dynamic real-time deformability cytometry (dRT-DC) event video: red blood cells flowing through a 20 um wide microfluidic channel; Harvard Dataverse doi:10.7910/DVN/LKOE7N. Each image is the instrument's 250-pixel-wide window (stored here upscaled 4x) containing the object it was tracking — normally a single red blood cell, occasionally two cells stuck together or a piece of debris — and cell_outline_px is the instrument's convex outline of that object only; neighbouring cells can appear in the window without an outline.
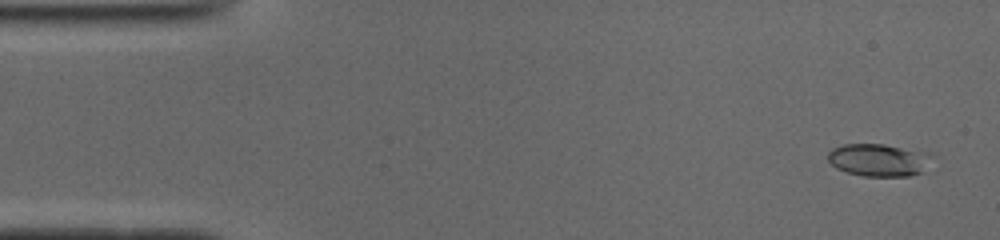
{"species": "common noctule bat (a hibernating species)", "species_latin": "Nyctalus noctula", "temperature_condition": "cold", "stored_images_in_passage": 50, "camera_frame_rate_fps": 3000, "um_per_image_px": 0.085, "animal": {"sex": "male", "body_mass_g": 19.0, "forearm_length_mm": 50.8}, "frame": {"image": 1, "passage_image": 2, "time_ms": 0.333, "image_size_px": [1000, 240], "cell_outline_px": [[936, 156], [920, 172], [908, 176], [864, 176], [848, 172], [836, 168], [828, 160], [828, 152], [832, 148], [844, 144], [884, 144], [928, 152]], "centroid_in_image_um": [74.71, 13.58], "position_along_channel_um": 10.3, "area_um2": 19.77}}
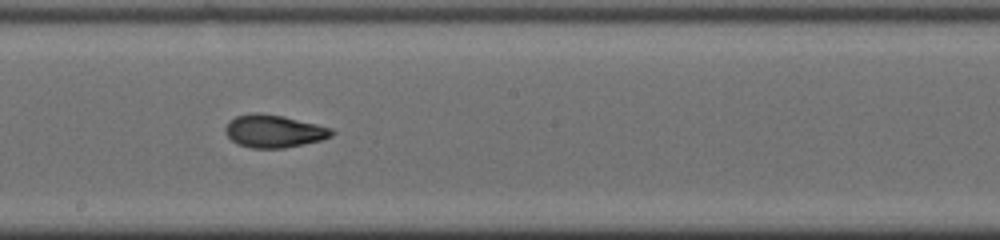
{"frame": {"image": 2, "passage_image": 27, "time_ms": 8.667, "image_size_px": [1000, 240], "cell_outline_px": [[336, 132], [332, 136], [324, 140], [284, 148], [252, 148], [236, 144], [224, 132], [224, 128], [228, 120], [236, 116], [252, 112], [260, 112], [284, 116], [332, 128]], "centroid_in_image_um": [23.27, 11.14], "position_along_channel_um": 224.9, "area_um2": 20.63}}
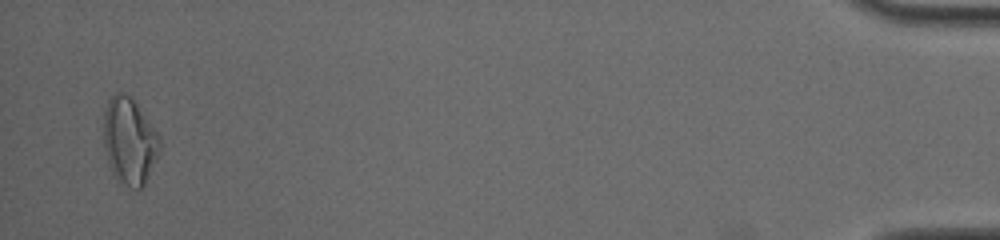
{"frame": {"image": 3, "passage_image": 49, "time_ms": 16.0, "image_size_px": [1000, 240], "cell_outline_px": [[160, 148], [144, 184], [140, 192], [120, 184], [116, 180], [108, 164], [104, 148], [104, 112], [108, 100], [116, 92], [120, 92], [132, 96], [136, 100], [160, 136]], "centroid_in_image_um": [10.99, 11.99], "position_along_channel_um": 424.2, "area_um2": 28.78}, "authors_computed_cell_mechanics": {"area_um2": 19.7965, "velocity_mm_per_s": 3.9272, "shape_relaxation_time_tau1_ms": 8.4098, "shape_relaxation_time_tau2_ms": 1.7919, "deformation_change_tau1": 0.2345, "deformation_change_tau2": 0.0729}}